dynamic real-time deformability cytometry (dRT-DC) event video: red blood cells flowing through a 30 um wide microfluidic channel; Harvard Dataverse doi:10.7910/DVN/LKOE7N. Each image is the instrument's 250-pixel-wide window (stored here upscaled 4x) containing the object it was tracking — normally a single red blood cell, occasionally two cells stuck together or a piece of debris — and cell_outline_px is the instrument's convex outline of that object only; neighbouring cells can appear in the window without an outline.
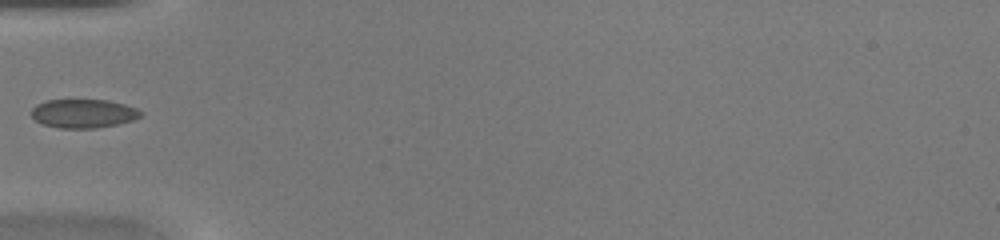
{"species": "common noctule bat (a hibernating species)", "species_latin": "Nyctalus noctula", "temperature_condition": "warm", "stored_images_in_passage": 30, "camera_frame_rate_fps": 3000, "um_per_image_px": 0.085, "animal": {"sex": "female", "body_mass_g": 20.0, "forearm_length_mm": 54.0}, "frame": {"image": 1, "passage_image": 1, "time_ms": 0.0, "image_size_px": [1000, 240], "cell_outline_px": [[144, 116], [132, 120], [116, 124], [96, 128], [60, 128], [44, 124], [36, 120], [32, 116], [32, 108], [36, 104], [44, 100], [108, 100], [124, 104], [136, 108], [144, 112]], "centroid_in_image_um": [7.12, 9.64], "position_along_channel_um": 77.9, "area_um2": 18.32}}
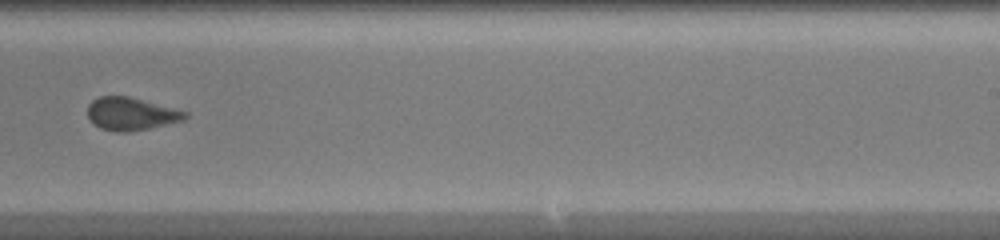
{"frame": {"image": 2, "passage_image": 14, "time_ms": 4.333, "image_size_px": [1000, 240], "cell_outline_px": [[188, 116], [184, 120], [152, 128], [128, 132], [116, 132], [100, 128], [92, 124], [88, 120], [88, 104], [92, 100], [100, 96], [128, 96], [188, 112]], "centroid_in_image_um": [11.11, 9.69], "position_along_channel_um": 277.9, "area_um2": 18.79}}
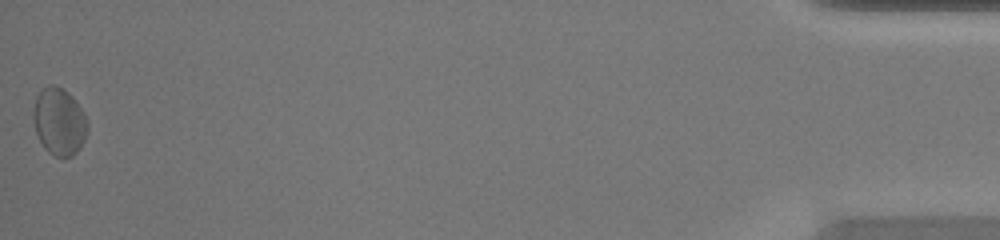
{"frame": {"image": 3, "passage_image": 30, "time_ms": 9.667, "image_size_px": [1000, 240], "cell_outline_px": [[88, 132], [80, 148], [72, 156], [56, 156], [48, 152], [44, 148], [36, 132], [32, 116], [32, 112], [36, 96], [48, 84], [52, 84], [68, 92], [72, 96], [88, 120]], "centroid_in_image_um": [5.03, 10.33], "position_along_channel_um": 430.2, "area_um2": 21.21}}